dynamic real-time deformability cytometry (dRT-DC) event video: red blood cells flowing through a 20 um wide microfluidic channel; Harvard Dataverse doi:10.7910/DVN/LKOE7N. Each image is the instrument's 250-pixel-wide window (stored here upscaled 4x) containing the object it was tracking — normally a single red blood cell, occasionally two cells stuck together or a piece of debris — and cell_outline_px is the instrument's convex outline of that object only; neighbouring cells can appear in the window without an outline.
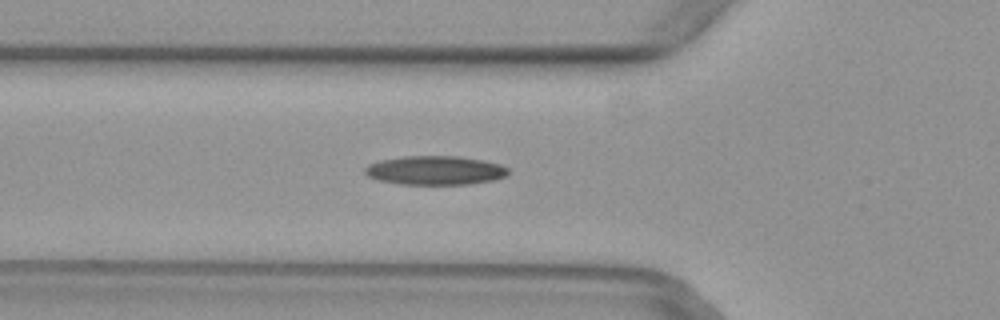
{"species": "common noctule bat (a hibernating species)", "species_latin": "Nyctalus noctula", "temperature_condition": "warm", "stored_images_in_passage": 37, "camera_frame_rate_fps": 3000, "um_per_image_px": 0.085, "animal": {"sex": "female", "body_mass_g": 29.2, "forearm_length_mm": 56.3}, "frame": {"image": 1, "passage_image": 11, "time_ms": 3.333, "image_size_px": [1000, 320], "cell_outline_px": [[508, 176], [492, 180], [472, 184], [400, 184], [376, 180], [368, 176], [364, 172], [364, 168], [368, 164], [380, 160], [404, 156], [460, 156], [500, 164], [508, 168]], "centroid_in_image_um": [36.97, 14.48], "position_along_channel_um": 88.8, "area_um2": 24.28}}